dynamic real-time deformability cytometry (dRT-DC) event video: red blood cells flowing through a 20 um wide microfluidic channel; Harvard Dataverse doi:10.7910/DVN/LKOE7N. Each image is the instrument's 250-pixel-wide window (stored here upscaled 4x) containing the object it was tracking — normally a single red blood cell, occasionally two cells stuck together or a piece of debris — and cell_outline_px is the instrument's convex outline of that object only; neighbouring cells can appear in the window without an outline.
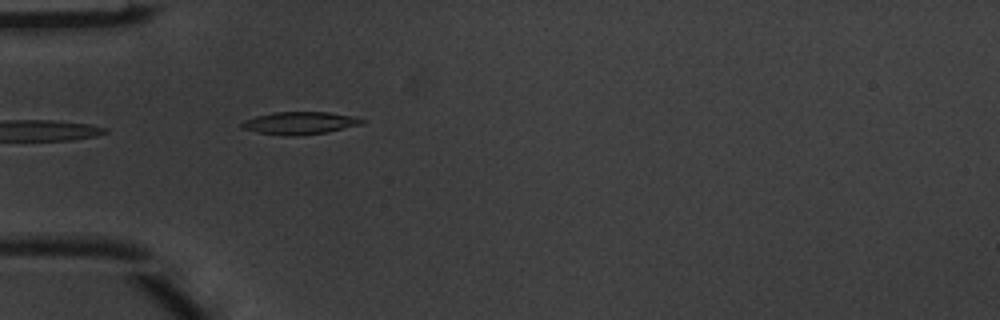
{"species": "common noctule bat (a hibernating species)", "species_latin": "Nyctalus noctula", "temperature_condition": "warm", "stored_images_in_passage": 5, "camera_frame_rate_fps": 3000, "um_per_image_px": 0.085, "animal": {"sex": "male", "body_mass_g": 20.1, "forearm_length_mm": 53.5}, "frame": {"image": 1, "passage_image": 4, "time_ms": 1.0, "image_size_px": [1000, 320], "cell_outline_px": [[364, 120], [360, 124], [328, 132], [296, 136], [284, 136], [256, 132], [240, 128], [240, 124], [244, 120], [256, 116], [272, 112], [328, 112], [356, 116]], "centroid_in_image_um": [25.43, 10.46], "position_along_channel_um": 59.6, "area_um2": 15.9}}